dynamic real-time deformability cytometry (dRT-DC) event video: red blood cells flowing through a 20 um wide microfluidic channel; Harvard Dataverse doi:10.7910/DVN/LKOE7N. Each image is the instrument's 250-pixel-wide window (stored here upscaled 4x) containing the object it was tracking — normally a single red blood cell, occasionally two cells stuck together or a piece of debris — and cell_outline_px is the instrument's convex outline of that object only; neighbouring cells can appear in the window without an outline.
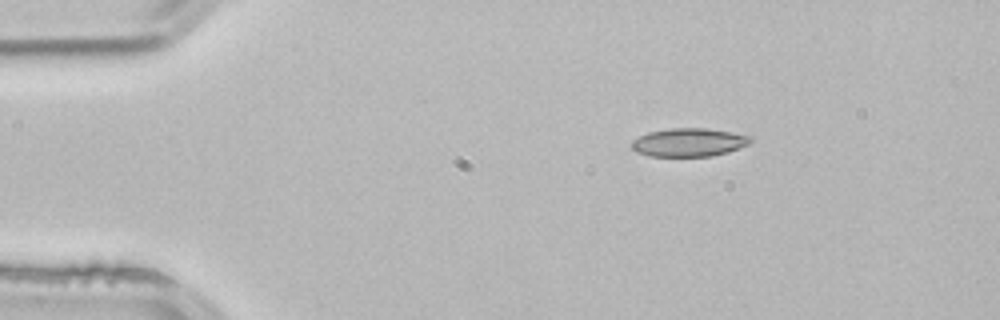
{"species": "common noctule bat (a hibernating species)", "species_latin": "Nyctalus noctula", "temperature_condition": "room temperature", "stored_images_in_passage": 3, "segment_of_instrument_passage": [1, 2], "camera_frame_rate_fps": 3000, "um_per_image_px": 0.085, "animal": {"sex": "male", "body_mass_g": 21.5, "forearm_length_mm": 52.0}, "frame": {"image": 1, "passage_image": 1, "time_ms": 0.0, "image_size_px": [1000, 320], "cell_outline_px": [[752, 140], [748, 144], [728, 152], [712, 156], [648, 156], [636, 152], [632, 148], [632, 140], [648, 132], [668, 128], [708, 128], [752, 136]], "centroid_in_image_um": [58.54, 12.1], "position_along_channel_um": 26.5, "area_um2": 19.65}}